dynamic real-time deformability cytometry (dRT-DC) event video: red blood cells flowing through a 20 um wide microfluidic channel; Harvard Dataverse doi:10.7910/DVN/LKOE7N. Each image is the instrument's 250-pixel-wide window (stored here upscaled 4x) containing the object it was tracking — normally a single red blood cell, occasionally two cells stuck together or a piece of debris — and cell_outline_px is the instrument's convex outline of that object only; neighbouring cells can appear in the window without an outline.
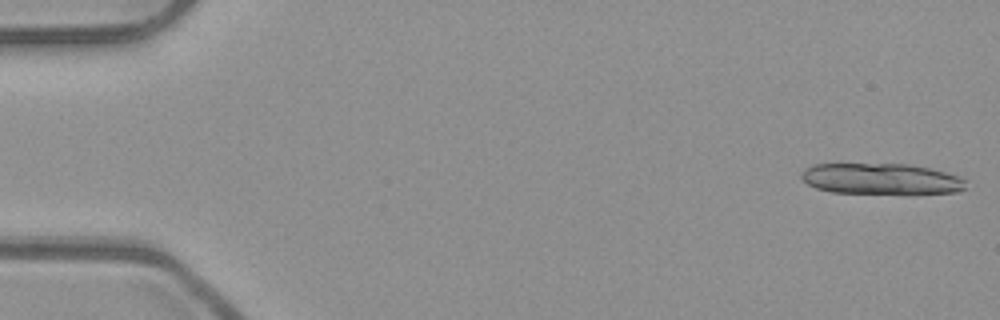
{"species": "common noctule bat (a hibernating species)", "species_latin": "Nyctalus noctula", "temperature_condition": "room temperature", "stored_images_in_passage": 14, "camera_frame_rate_fps": 3000, "um_per_image_px": 0.085, "animal": {"sex": "male", "body_mass_g": 23.1, "forearm_length_mm": 52.7}, "frame": {"image": 1, "passage_image": 1, "time_ms": 0.0, "image_size_px": [1000, 320], "cell_outline_px": [[964, 188], [956, 192], [832, 192], [816, 188], [808, 184], [800, 176], [812, 164], [908, 164], [928, 168], [960, 176], [964, 180]], "centroid_in_image_um": [74.85, 15.18], "position_along_channel_um": 10.1, "area_um2": 28.73}}